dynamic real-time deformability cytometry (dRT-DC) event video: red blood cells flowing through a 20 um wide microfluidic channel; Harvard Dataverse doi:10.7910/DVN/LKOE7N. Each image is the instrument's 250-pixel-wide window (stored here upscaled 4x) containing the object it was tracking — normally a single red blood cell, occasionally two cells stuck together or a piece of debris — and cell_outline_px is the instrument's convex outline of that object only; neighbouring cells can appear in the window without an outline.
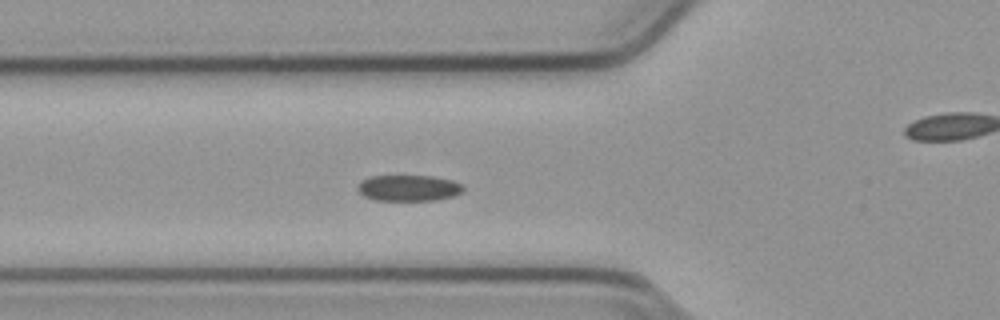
{"species": "common noctule bat (a hibernating species)", "species_latin": "Nyctalus noctula", "temperature_condition": "cold", "stored_images_in_passage": 18, "camera_frame_rate_fps": 3000, "um_per_image_px": 0.085, "animal": {"sex": "male", "body_mass_g": 23.1, "forearm_length_mm": 52.7}, "frame": {"image": 1, "passage_image": 8, "time_ms": 2.333, "image_size_px": [1000, 320], "cell_outline_px": [[464, 188], [456, 196], [436, 200], [376, 200], [364, 196], [356, 188], [360, 180], [368, 176], [432, 176], [452, 180], [464, 184]], "centroid_in_image_um": [34.73, 15.97], "position_along_channel_um": 91.1, "area_um2": 16.18}}
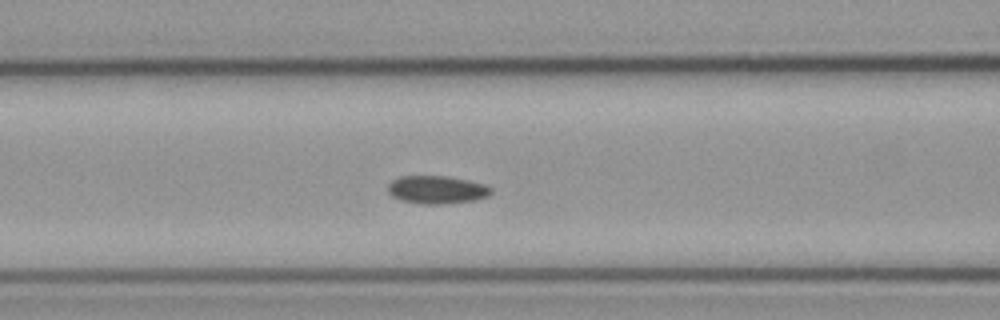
{"frame": {"image": 2, "passage_image": 11, "time_ms": 3.333, "image_size_px": [1000, 320], "cell_outline_px": [[492, 192], [488, 196], [476, 200], [444, 204], [420, 204], [400, 200], [392, 196], [388, 192], [388, 184], [392, 180], [400, 176], [444, 176], [468, 180], [484, 184], [492, 188]], "centroid_in_image_um": [37.12, 16.13], "position_along_channel_um": 129.5, "area_um2": 16.94}}
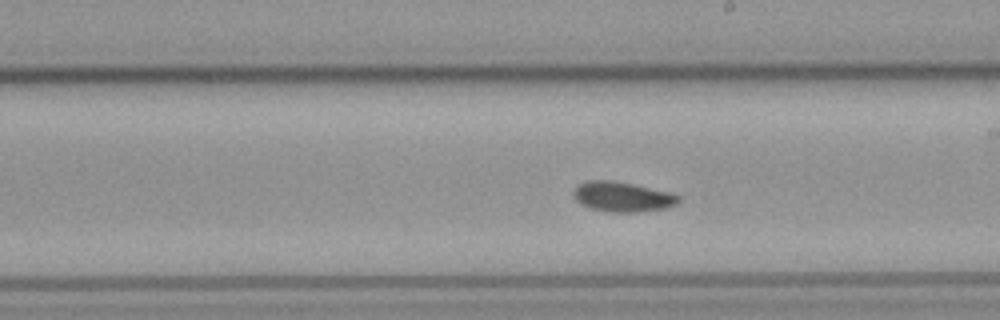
{"frame": {"image": 3, "passage_image": 16, "time_ms": 5.0, "image_size_px": [1000, 320], "cell_outline_px": [[680, 200], [676, 204], [668, 208], [640, 212], [604, 212], [580, 204], [572, 196], [572, 192], [580, 184], [588, 180], [612, 180], [632, 184], [668, 192], [680, 196]], "centroid_in_image_um": [52.89, 16.74], "position_along_channel_um": 236.1, "area_um2": 18.38}}